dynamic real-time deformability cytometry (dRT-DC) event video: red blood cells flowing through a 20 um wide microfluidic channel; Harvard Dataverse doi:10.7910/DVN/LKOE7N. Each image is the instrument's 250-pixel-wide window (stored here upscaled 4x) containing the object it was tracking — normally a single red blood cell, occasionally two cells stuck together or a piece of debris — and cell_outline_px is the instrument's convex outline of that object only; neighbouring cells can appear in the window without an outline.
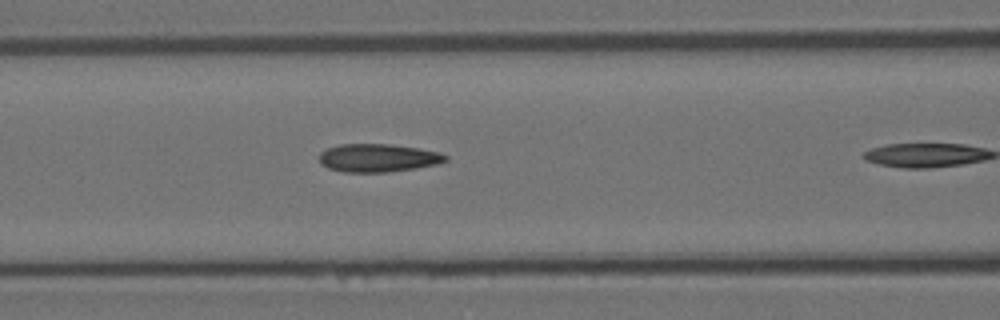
{"species": "Egyptian fruit bat (a non-hibernating species)", "species_latin": "Rousettus aegyptiacus", "temperature_condition": "room temperature", "stored_images_in_passage": 11, "camera_frame_rate_fps": 3000, "um_per_image_px": 0.085, "animal": {"sex": "female"}, "frame": {"image": 1, "passage_image": 10, "time_ms": 3.0, "image_size_px": [1000, 320], "cell_outline_px": [[448, 160], [436, 164], [416, 168], [388, 172], [344, 172], [328, 168], [320, 164], [320, 152], [328, 148], [340, 144], [388, 144], [420, 148], [440, 152], [448, 156]], "centroid_in_image_um": [32.14, 13.42], "position_along_channel_um": 134.5, "area_um2": 20.75}}